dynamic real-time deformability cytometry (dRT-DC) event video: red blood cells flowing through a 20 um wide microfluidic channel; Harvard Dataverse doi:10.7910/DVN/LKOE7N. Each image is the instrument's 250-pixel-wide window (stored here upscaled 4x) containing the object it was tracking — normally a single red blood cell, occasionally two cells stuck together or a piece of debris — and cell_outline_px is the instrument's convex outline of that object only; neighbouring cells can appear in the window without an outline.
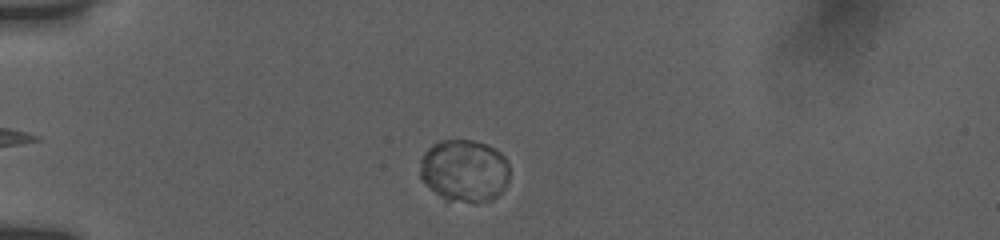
{"species": "human", "species_latin": "Homo sapiens", "temperature_condition": "room temperature", "stored_images_in_passage": 51, "camera_frame_rate_fps": 3000, "um_per_image_px": 0.085, "donor": {"sex": "female"}, "frame": {"image": 1, "passage_image": 4, "time_ms": 1.333, "image_size_px": [1000, 240], "cell_outline_px": [[508, 180], [504, 188], [492, 200], [476, 204], [448, 200], [436, 192], [420, 176], [420, 160], [424, 152], [432, 144], [440, 140], [472, 140], [488, 144], [496, 148], [504, 156], [508, 164]], "centroid_in_image_um": [39.49, 14.49], "position_along_channel_um": 45.5, "area_um2": 32.71}}
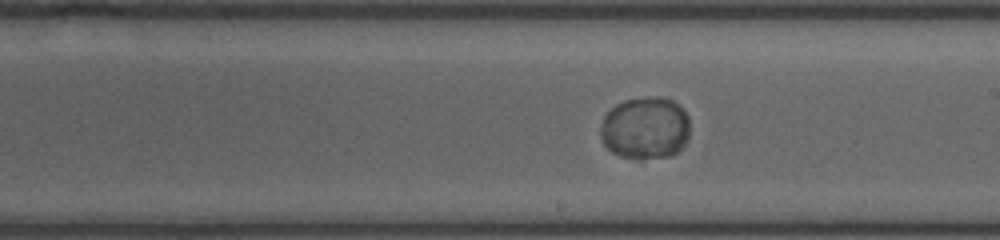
{"frame": {"image": 2, "passage_image": 28, "time_ms": 7.333, "image_size_px": [1000, 240], "cell_outline_px": [[688, 140], [676, 152], [668, 156], [640, 160], [636, 160], [620, 156], [612, 152], [604, 144], [600, 136], [600, 124], [604, 116], [616, 104], [624, 100], [648, 96], [664, 96], [672, 100], [688, 116]], "centroid_in_image_um": [54.82, 10.89], "position_along_channel_um": 234.2, "area_um2": 32.77}}
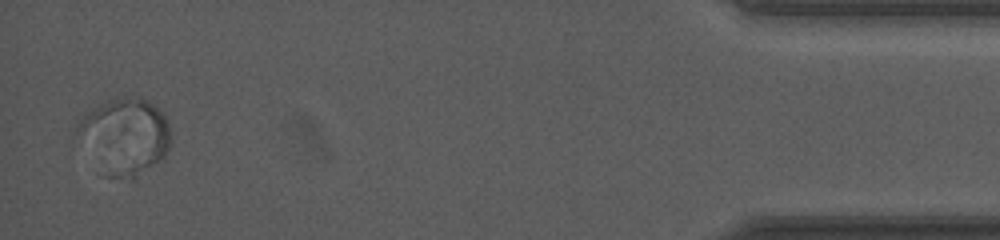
{"frame": {"image": 3, "passage_image": 51, "time_ms": 14.333, "image_size_px": [1000, 240], "cell_outline_px": [[168, 148], [164, 156], [160, 160], [132, 176], [100, 176], [72, 136], [72, 132], [80, 120], [88, 112], [112, 100], [124, 96], [140, 96], [148, 100], [168, 120]], "centroid_in_image_um": [10.46, 11.59], "position_along_channel_um": 424.7, "area_um2": 41.67}, "authors_computed_cell_mechanics": {"area_um2": 32.7148, "velocity_mm_per_s": 3.7228, "shape_relaxation_time_tau1_ms": 3.9442, "shape_relaxation_time_tau2_ms": null, "deformation_change_tau1": 0.035, "deformation_change_tau2": null}}